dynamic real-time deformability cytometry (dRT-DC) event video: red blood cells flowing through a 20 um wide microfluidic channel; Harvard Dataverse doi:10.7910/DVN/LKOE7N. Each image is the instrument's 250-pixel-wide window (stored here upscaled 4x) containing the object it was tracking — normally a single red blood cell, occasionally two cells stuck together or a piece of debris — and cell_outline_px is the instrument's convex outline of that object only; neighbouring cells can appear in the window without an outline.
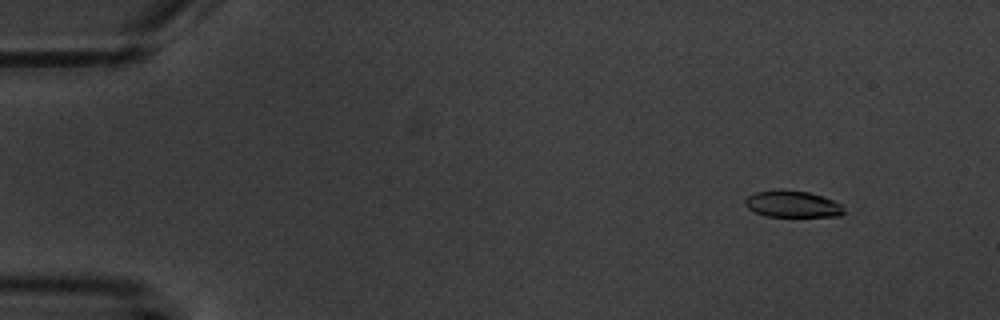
{"species": "common noctule bat (a hibernating species)", "species_latin": "Nyctalus noctula", "temperature_condition": "warm", "stored_images_in_passage": 5, "camera_frame_rate_fps": 3000, "um_per_image_px": 0.085, "animal": {"sex": "male", "body_mass_g": 20.1, "forearm_length_mm": 53.5}, "frame": {"image": 1, "passage_image": 1, "time_ms": 0.0, "image_size_px": [1000, 320], "cell_outline_px": [[848, 212], [840, 216], [764, 216], [748, 208], [744, 204], [744, 200], [748, 196], [756, 192], [808, 192], [824, 196], [840, 204]], "centroid_in_image_um": [67.42, 17.39], "position_along_channel_um": 17.6, "area_um2": 14.8}}
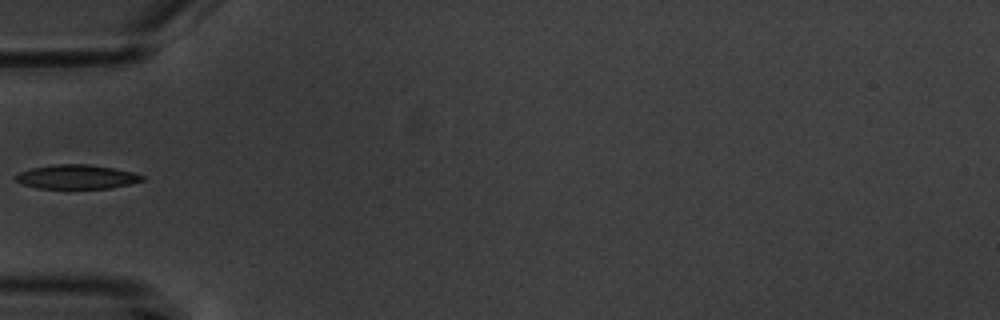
{"frame": {"image": 2, "passage_image": 4, "time_ms": 4.667, "image_size_px": [1000, 320], "cell_outline_px": [[144, 180], [128, 184], [108, 188], [36, 188], [20, 184], [16, 180], [16, 176], [20, 172], [32, 168], [52, 164], [88, 164], [112, 168], [132, 172], [144, 176]], "centroid_in_image_um": [6.48, 15.03], "position_along_channel_um": 78.5, "area_um2": 17.63}}